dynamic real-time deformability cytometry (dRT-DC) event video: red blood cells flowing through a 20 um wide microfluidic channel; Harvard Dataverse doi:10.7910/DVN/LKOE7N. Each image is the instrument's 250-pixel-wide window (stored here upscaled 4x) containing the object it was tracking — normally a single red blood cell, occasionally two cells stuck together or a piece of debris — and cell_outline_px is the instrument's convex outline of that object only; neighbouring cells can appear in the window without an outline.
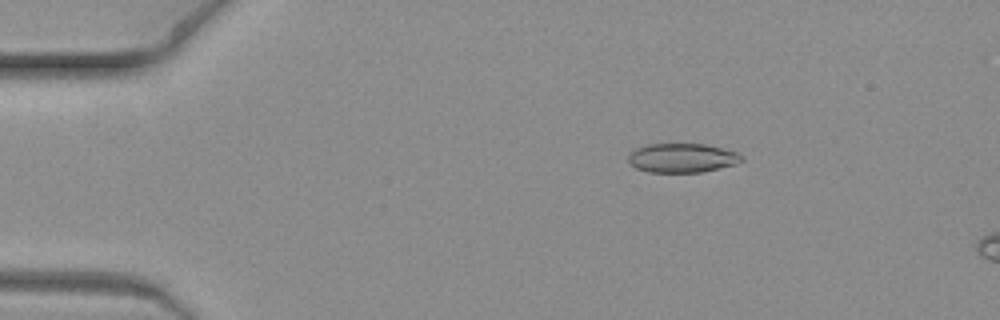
{"species": "common noctule bat (a hibernating species)", "species_latin": "Nyctalus noctula", "temperature_condition": "warm", "stored_images_in_passage": 5, "camera_frame_rate_fps": 3000, "um_per_image_px": 0.085, "animal": {"sex": "female", "body_mass_g": 19.3, "forearm_length_mm": 54.1}, "frame": {"image": 1, "passage_image": 3, "time_ms": 0.667, "image_size_px": [1000, 320], "cell_outline_px": [[744, 160], [736, 164], [700, 172], [648, 172], [636, 168], [628, 164], [628, 156], [636, 148], [648, 144], [704, 144], [736, 152], [744, 156]], "centroid_in_image_um": [57.96, 13.43], "position_along_channel_um": 27.0, "area_um2": 19.19}}